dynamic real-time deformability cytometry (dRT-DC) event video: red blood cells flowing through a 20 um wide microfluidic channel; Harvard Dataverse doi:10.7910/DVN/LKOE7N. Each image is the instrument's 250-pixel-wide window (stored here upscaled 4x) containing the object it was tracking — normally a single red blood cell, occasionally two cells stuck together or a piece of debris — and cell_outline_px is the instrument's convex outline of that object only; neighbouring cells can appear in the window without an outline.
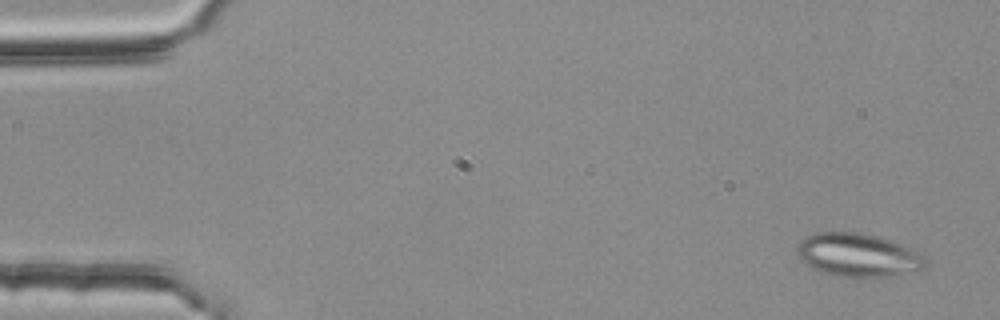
{"species": "common noctule bat (a hibernating species)", "species_latin": "Nyctalus noctula", "temperature_condition": "room temperature", "stored_images_in_passage": 4, "camera_frame_rate_fps": 3000, "um_per_image_px": 0.085, "animal": {"sex": "female", "body_mass_g": 25.1}, "frame": {"image": 1, "passage_image": 1, "time_ms": 0.0, "image_size_px": [1000, 320], "cell_outline_px": [[928, 264], [924, 268], [900, 276], [872, 280], [840, 276], [824, 272], [812, 268], [796, 252], [796, 244], [800, 240], [816, 232], [860, 232], [892, 240], [924, 256]], "centroid_in_image_um": [72.98, 21.72], "position_along_channel_um": 12.0, "area_um2": 33.06}}